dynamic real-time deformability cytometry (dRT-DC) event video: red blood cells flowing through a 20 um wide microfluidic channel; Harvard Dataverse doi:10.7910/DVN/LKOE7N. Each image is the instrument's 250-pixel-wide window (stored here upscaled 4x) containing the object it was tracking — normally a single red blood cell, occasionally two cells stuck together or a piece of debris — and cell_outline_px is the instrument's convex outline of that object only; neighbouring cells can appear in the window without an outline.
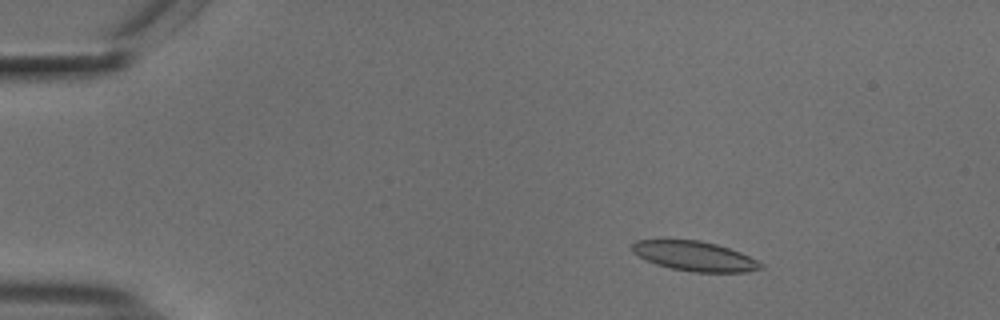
{"species": "common noctule bat (a hibernating species)", "species_latin": "Nyctalus noctula", "temperature_condition": "cold", "stored_images_in_passage": 54, "camera_frame_rate_fps": 3000, "um_per_image_px": 0.085, "animal": {"sex": "male", "body_mass_g": 18.8}, "frame": {"image": 1, "passage_image": 8, "time_ms": 2.333, "image_size_px": [1000, 320], "cell_outline_px": [[764, 268], [748, 272], [692, 272], [672, 268], [656, 264], [632, 252], [632, 244], [636, 240], [700, 240], [716, 244], [740, 252], [764, 264]], "centroid_in_image_um": [59.08, 21.77], "position_along_channel_um": 25.9, "area_um2": 22.08}}
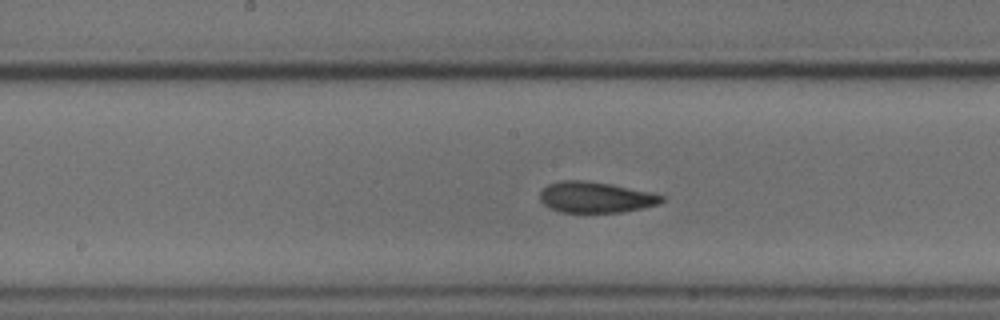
{"frame": {"image": 2, "passage_image": 28, "time_ms": 9.0, "image_size_px": [1000, 320], "cell_outline_px": [[664, 200], [656, 204], [640, 208], [620, 212], [560, 212], [548, 208], [540, 200], [540, 192], [548, 184], [560, 180], [584, 180], [608, 184], [648, 192], [664, 196]], "centroid_in_image_um": [50.54, 16.77], "position_along_channel_um": 197.7, "area_um2": 21.56}}
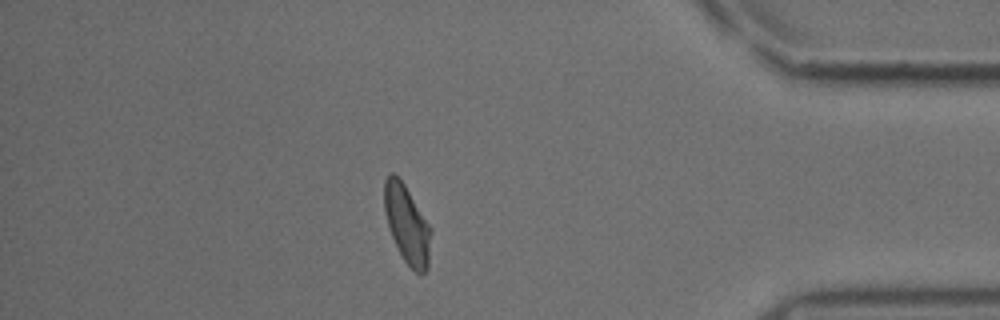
{"frame": {"image": 3, "passage_image": 47, "time_ms": 15.333, "image_size_px": [1000, 320], "cell_outline_px": [[432, 232], [428, 268], [424, 272], [416, 272], [404, 260], [392, 236], [388, 224], [384, 208], [384, 180], [392, 172], [404, 184], [432, 228]], "centroid_in_image_um": [34.62, 19.07], "position_along_channel_um": 400.6, "area_um2": 20.92}, "authors_computed_cell_mechanics": {"area_um2": 22.2819, "velocity_mm_per_s": 3.7109, "shape_relaxation_time_tau1_ms": 3.598, "shape_relaxation_time_tau2_ms": 2.1464, "deformation_change_tau1": 0.1249, "deformation_change_tau2": 0.0656}}